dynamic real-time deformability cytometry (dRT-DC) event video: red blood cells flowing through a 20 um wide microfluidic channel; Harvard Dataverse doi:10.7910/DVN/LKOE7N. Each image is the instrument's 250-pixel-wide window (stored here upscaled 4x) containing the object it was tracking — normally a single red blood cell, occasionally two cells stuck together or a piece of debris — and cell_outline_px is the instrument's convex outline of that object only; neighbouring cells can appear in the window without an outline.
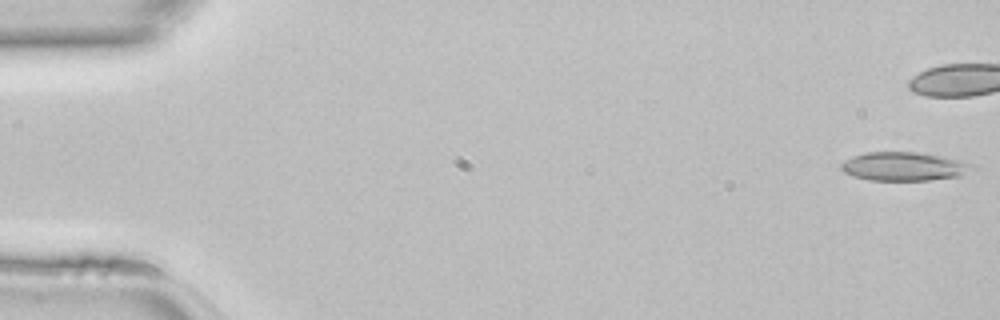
{"species": "common noctule bat (a hibernating species)", "species_latin": "Nyctalus noctula", "temperature_condition": "room temperature", "stored_images_in_passage": 36, "camera_frame_rate_fps": 3000, "um_per_image_px": 0.085, "animal": {"sex": "female", "body_mass_g": 22.7, "forearm_length_mm": 54.2}, "frame": {"image": 1, "passage_image": 1, "time_ms": 0.0, "image_size_px": [1000, 320], "cell_outline_px": [[976, 168], [960, 176], [928, 180], [868, 180], [852, 176], [844, 172], [840, 168], [840, 164], [844, 160], [852, 156], [868, 152], [916, 152], [940, 156], [976, 164]], "centroid_in_image_um": [76.83, 14.15], "position_along_channel_um": 8.2, "area_um2": 21.96}}